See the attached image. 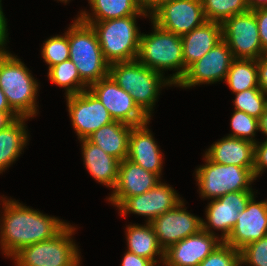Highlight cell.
Listing matches in <instances>:
<instances>
[{
  "label": "cell",
  "instance_id": "12",
  "mask_svg": "<svg viewBox=\"0 0 267 266\" xmlns=\"http://www.w3.org/2000/svg\"><path fill=\"white\" fill-rule=\"evenodd\" d=\"M66 97L69 116L78 139H87L93 132L114 121L89 89Z\"/></svg>",
  "mask_w": 267,
  "mask_h": 266
},
{
  "label": "cell",
  "instance_id": "36",
  "mask_svg": "<svg viewBox=\"0 0 267 266\" xmlns=\"http://www.w3.org/2000/svg\"><path fill=\"white\" fill-rule=\"evenodd\" d=\"M255 14L258 25V34L262 49L267 51V6L255 7L251 9Z\"/></svg>",
  "mask_w": 267,
  "mask_h": 266
},
{
  "label": "cell",
  "instance_id": "27",
  "mask_svg": "<svg viewBox=\"0 0 267 266\" xmlns=\"http://www.w3.org/2000/svg\"><path fill=\"white\" fill-rule=\"evenodd\" d=\"M126 233L129 252L150 259L155 265L159 262L154 258L155 255H161L160 261H164V249L150 223L147 222L146 226L128 225Z\"/></svg>",
  "mask_w": 267,
  "mask_h": 266
},
{
  "label": "cell",
  "instance_id": "13",
  "mask_svg": "<svg viewBox=\"0 0 267 266\" xmlns=\"http://www.w3.org/2000/svg\"><path fill=\"white\" fill-rule=\"evenodd\" d=\"M234 56L228 44L222 39L202 58L192 63L177 86L191 87L203 83L226 80Z\"/></svg>",
  "mask_w": 267,
  "mask_h": 266
},
{
  "label": "cell",
  "instance_id": "1",
  "mask_svg": "<svg viewBox=\"0 0 267 266\" xmlns=\"http://www.w3.org/2000/svg\"><path fill=\"white\" fill-rule=\"evenodd\" d=\"M4 201L0 243L2 250L9 257L24 246L54 238L68 225L17 201Z\"/></svg>",
  "mask_w": 267,
  "mask_h": 266
},
{
  "label": "cell",
  "instance_id": "45",
  "mask_svg": "<svg viewBox=\"0 0 267 266\" xmlns=\"http://www.w3.org/2000/svg\"><path fill=\"white\" fill-rule=\"evenodd\" d=\"M250 8L267 6V0H247Z\"/></svg>",
  "mask_w": 267,
  "mask_h": 266
},
{
  "label": "cell",
  "instance_id": "11",
  "mask_svg": "<svg viewBox=\"0 0 267 266\" xmlns=\"http://www.w3.org/2000/svg\"><path fill=\"white\" fill-rule=\"evenodd\" d=\"M88 89L105 106L114 121L131 126L150 122V118L138 107L132 96L110 75L92 84Z\"/></svg>",
  "mask_w": 267,
  "mask_h": 266
},
{
  "label": "cell",
  "instance_id": "5",
  "mask_svg": "<svg viewBox=\"0 0 267 266\" xmlns=\"http://www.w3.org/2000/svg\"><path fill=\"white\" fill-rule=\"evenodd\" d=\"M153 24L154 32L141 34L137 60L153 71L179 70L169 80L175 85L184 76L181 36L167 32ZM162 69V70H161Z\"/></svg>",
  "mask_w": 267,
  "mask_h": 266
},
{
  "label": "cell",
  "instance_id": "3",
  "mask_svg": "<svg viewBox=\"0 0 267 266\" xmlns=\"http://www.w3.org/2000/svg\"><path fill=\"white\" fill-rule=\"evenodd\" d=\"M0 87L10 108L19 117L36 115L38 83L24 63L4 48H0Z\"/></svg>",
  "mask_w": 267,
  "mask_h": 266
},
{
  "label": "cell",
  "instance_id": "2",
  "mask_svg": "<svg viewBox=\"0 0 267 266\" xmlns=\"http://www.w3.org/2000/svg\"><path fill=\"white\" fill-rule=\"evenodd\" d=\"M68 29L69 59L75 64L81 80L90 87L109 75L98 36L92 25L79 17Z\"/></svg>",
  "mask_w": 267,
  "mask_h": 266
},
{
  "label": "cell",
  "instance_id": "22",
  "mask_svg": "<svg viewBox=\"0 0 267 266\" xmlns=\"http://www.w3.org/2000/svg\"><path fill=\"white\" fill-rule=\"evenodd\" d=\"M255 143L226 136L213 144L205 155L214 163L254 167Z\"/></svg>",
  "mask_w": 267,
  "mask_h": 266
},
{
  "label": "cell",
  "instance_id": "25",
  "mask_svg": "<svg viewBox=\"0 0 267 266\" xmlns=\"http://www.w3.org/2000/svg\"><path fill=\"white\" fill-rule=\"evenodd\" d=\"M92 6L93 16L85 11L80 13L79 18L83 22H98L111 19L123 18L131 15L147 16L138 0H88ZM95 14V15H94Z\"/></svg>",
  "mask_w": 267,
  "mask_h": 266
},
{
  "label": "cell",
  "instance_id": "10",
  "mask_svg": "<svg viewBox=\"0 0 267 266\" xmlns=\"http://www.w3.org/2000/svg\"><path fill=\"white\" fill-rule=\"evenodd\" d=\"M150 15L159 28L178 36L191 32L207 21L202 0H169Z\"/></svg>",
  "mask_w": 267,
  "mask_h": 266
},
{
  "label": "cell",
  "instance_id": "29",
  "mask_svg": "<svg viewBox=\"0 0 267 266\" xmlns=\"http://www.w3.org/2000/svg\"><path fill=\"white\" fill-rule=\"evenodd\" d=\"M48 71L51 82L66 89V96L81 93L88 88L70 59L50 67Z\"/></svg>",
  "mask_w": 267,
  "mask_h": 266
},
{
  "label": "cell",
  "instance_id": "34",
  "mask_svg": "<svg viewBox=\"0 0 267 266\" xmlns=\"http://www.w3.org/2000/svg\"><path fill=\"white\" fill-rule=\"evenodd\" d=\"M240 251L222 242L198 266H241Z\"/></svg>",
  "mask_w": 267,
  "mask_h": 266
},
{
  "label": "cell",
  "instance_id": "42",
  "mask_svg": "<svg viewBox=\"0 0 267 266\" xmlns=\"http://www.w3.org/2000/svg\"><path fill=\"white\" fill-rule=\"evenodd\" d=\"M19 116L15 112H0V130L5 129Z\"/></svg>",
  "mask_w": 267,
  "mask_h": 266
},
{
  "label": "cell",
  "instance_id": "8",
  "mask_svg": "<svg viewBox=\"0 0 267 266\" xmlns=\"http://www.w3.org/2000/svg\"><path fill=\"white\" fill-rule=\"evenodd\" d=\"M207 164L196 170V181L202 198L216 199L230 192L252 191L253 167L217 164L205 155Z\"/></svg>",
  "mask_w": 267,
  "mask_h": 266
},
{
  "label": "cell",
  "instance_id": "32",
  "mask_svg": "<svg viewBox=\"0 0 267 266\" xmlns=\"http://www.w3.org/2000/svg\"><path fill=\"white\" fill-rule=\"evenodd\" d=\"M42 57L49 68L66 61L70 57L68 31L64 36H53L45 41L42 48Z\"/></svg>",
  "mask_w": 267,
  "mask_h": 266
},
{
  "label": "cell",
  "instance_id": "4",
  "mask_svg": "<svg viewBox=\"0 0 267 266\" xmlns=\"http://www.w3.org/2000/svg\"><path fill=\"white\" fill-rule=\"evenodd\" d=\"M109 75L149 118L161 85H173L163 74L149 69L137 59L109 65Z\"/></svg>",
  "mask_w": 267,
  "mask_h": 266
},
{
  "label": "cell",
  "instance_id": "6",
  "mask_svg": "<svg viewBox=\"0 0 267 266\" xmlns=\"http://www.w3.org/2000/svg\"><path fill=\"white\" fill-rule=\"evenodd\" d=\"M137 16L140 15L85 22L94 28L104 59L109 65L137 59L141 36L136 26Z\"/></svg>",
  "mask_w": 267,
  "mask_h": 266
},
{
  "label": "cell",
  "instance_id": "40",
  "mask_svg": "<svg viewBox=\"0 0 267 266\" xmlns=\"http://www.w3.org/2000/svg\"><path fill=\"white\" fill-rule=\"evenodd\" d=\"M166 1H169V0H138L141 9L145 12H147V9H148V12L150 14L154 10H156L163 2H166Z\"/></svg>",
  "mask_w": 267,
  "mask_h": 266
},
{
  "label": "cell",
  "instance_id": "30",
  "mask_svg": "<svg viewBox=\"0 0 267 266\" xmlns=\"http://www.w3.org/2000/svg\"><path fill=\"white\" fill-rule=\"evenodd\" d=\"M207 21L223 23L229 17L250 10L247 0H202Z\"/></svg>",
  "mask_w": 267,
  "mask_h": 266
},
{
  "label": "cell",
  "instance_id": "44",
  "mask_svg": "<svg viewBox=\"0 0 267 266\" xmlns=\"http://www.w3.org/2000/svg\"><path fill=\"white\" fill-rule=\"evenodd\" d=\"M259 131L267 135V106L258 119Z\"/></svg>",
  "mask_w": 267,
  "mask_h": 266
},
{
  "label": "cell",
  "instance_id": "43",
  "mask_svg": "<svg viewBox=\"0 0 267 266\" xmlns=\"http://www.w3.org/2000/svg\"><path fill=\"white\" fill-rule=\"evenodd\" d=\"M0 112H14L8 102H7V99H6V96L3 92V90L1 89L0 87Z\"/></svg>",
  "mask_w": 267,
  "mask_h": 266
},
{
  "label": "cell",
  "instance_id": "18",
  "mask_svg": "<svg viewBox=\"0 0 267 266\" xmlns=\"http://www.w3.org/2000/svg\"><path fill=\"white\" fill-rule=\"evenodd\" d=\"M254 198L253 195L245 210L239 213L235 226L224 241L238 251L267 235V202H256Z\"/></svg>",
  "mask_w": 267,
  "mask_h": 266
},
{
  "label": "cell",
  "instance_id": "7",
  "mask_svg": "<svg viewBox=\"0 0 267 266\" xmlns=\"http://www.w3.org/2000/svg\"><path fill=\"white\" fill-rule=\"evenodd\" d=\"M75 228L67 225L54 238L20 248L12 255L17 266H80L76 244L71 240Z\"/></svg>",
  "mask_w": 267,
  "mask_h": 266
},
{
  "label": "cell",
  "instance_id": "9",
  "mask_svg": "<svg viewBox=\"0 0 267 266\" xmlns=\"http://www.w3.org/2000/svg\"><path fill=\"white\" fill-rule=\"evenodd\" d=\"M222 39L235 59L258 60L266 52L262 49L255 14L250 9L229 17L222 24Z\"/></svg>",
  "mask_w": 267,
  "mask_h": 266
},
{
  "label": "cell",
  "instance_id": "26",
  "mask_svg": "<svg viewBox=\"0 0 267 266\" xmlns=\"http://www.w3.org/2000/svg\"><path fill=\"white\" fill-rule=\"evenodd\" d=\"M27 117H19L0 130V173L10 166L20 155L27 143V131L24 126Z\"/></svg>",
  "mask_w": 267,
  "mask_h": 266
},
{
  "label": "cell",
  "instance_id": "16",
  "mask_svg": "<svg viewBox=\"0 0 267 266\" xmlns=\"http://www.w3.org/2000/svg\"><path fill=\"white\" fill-rule=\"evenodd\" d=\"M182 201L172 187L160 181L149 191L126 198L118 206V209L122 216L132 212L148 217L147 222L150 223L156 217L175 208Z\"/></svg>",
  "mask_w": 267,
  "mask_h": 266
},
{
  "label": "cell",
  "instance_id": "38",
  "mask_svg": "<svg viewBox=\"0 0 267 266\" xmlns=\"http://www.w3.org/2000/svg\"><path fill=\"white\" fill-rule=\"evenodd\" d=\"M122 266H155L150 260L127 251L123 257Z\"/></svg>",
  "mask_w": 267,
  "mask_h": 266
},
{
  "label": "cell",
  "instance_id": "15",
  "mask_svg": "<svg viewBox=\"0 0 267 266\" xmlns=\"http://www.w3.org/2000/svg\"><path fill=\"white\" fill-rule=\"evenodd\" d=\"M182 201L175 208L153 219L152 225L160 246L164 251L202 229V219L188 213Z\"/></svg>",
  "mask_w": 267,
  "mask_h": 266
},
{
  "label": "cell",
  "instance_id": "14",
  "mask_svg": "<svg viewBox=\"0 0 267 266\" xmlns=\"http://www.w3.org/2000/svg\"><path fill=\"white\" fill-rule=\"evenodd\" d=\"M253 191L230 192L213 199L206 208L207 222L202 221V229L214 234L211 228L222 231L221 240L224 242L235 226L239 213L245 210Z\"/></svg>",
  "mask_w": 267,
  "mask_h": 266
},
{
  "label": "cell",
  "instance_id": "35",
  "mask_svg": "<svg viewBox=\"0 0 267 266\" xmlns=\"http://www.w3.org/2000/svg\"><path fill=\"white\" fill-rule=\"evenodd\" d=\"M241 264L267 266V235L240 250Z\"/></svg>",
  "mask_w": 267,
  "mask_h": 266
},
{
  "label": "cell",
  "instance_id": "31",
  "mask_svg": "<svg viewBox=\"0 0 267 266\" xmlns=\"http://www.w3.org/2000/svg\"><path fill=\"white\" fill-rule=\"evenodd\" d=\"M260 88H251L236 93L235 110L243 111L249 116L259 119L267 106V96Z\"/></svg>",
  "mask_w": 267,
  "mask_h": 266
},
{
  "label": "cell",
  "instance_id": "41",
  "mask_svg": "<svg viewBox=\"0 0 267 266\" xmlns=\"http://www.w3.org/2000/svg\"><path fill=\"white\" fill-rule=\"evenodd\" d=\"M7 21L2 11L1 0H0V48H4L7 38ZM4 45V46H3Z\"/></svg>",
  "mask_w": 267,
  "mask_h": 266
},
{
  "label": "cell",
  "instance_id": "21",
  "mask_svg": "<svg viewBox=\"0 0 267 266\" xmlns=\"http://www.w3.org/2000/svg\"><path fill=\"white\" fill-rule=\"evenodd\" d=\"M184 75L187 68L202 58L218 42L222 40V25L218 22L206 21L191 32L181 36Z\"/></svg>",
  "mask_w": 267,
  "mask_h": 266
},
{
  "label": "cell",
  "instance_id": "20",
  "mask_svg": "<svg viewBox=\"0 0 267 266\" xmlns=\"http://www.w3.org/2000/svg\"><path fill=\"white\" fill-rule=\"evenodd\" d=\"M148 123L131 128L127 159L160 177L163 154L147 127Z\"/></svg>",
  "mask_w": 267,
  "mask_h": 266
},
{
  "label": "cell",
  "instance_id": "37",
  "mask_svg": "<svg viewBox=\"0 0 267 266\" xmlns=\"http://www.w3.org/2000/svg\"><path fill=\"white\" fill-rule=\"evenodd\" d=\"M267 168V138L262 142V144H257L255 142V154H254V167H253V175L256 179L262 170Z\"/></svg>",
  "mask_w": 267,
  "mask_h": 266
},
{
  "label": "cell",
  "instance_id": "46",
  "mask_svg": "<svg viewBox=\"0 0 267 266\" xmlns=\"http://www.w3.org/2000/svg\"><path fill=\"white\" fill-rule=\"evenodd\" d=\"M59 1H62V2H65V3H66V2L69 1V0H59Z\"/></svg>",
  "mask_w": 267,
  "mask_h": 266
},
{
  "label": "cell",
  "instance_id": "17",
  "mask_svg": "<svg viewBox=\"0 0 267 266\" xmlns=\"http://www.w3.org/2000/svg\"><path fill=\"white\" fill-rule=\"evenodd\" d=\"M201 229L198 233L180 240L164 251L165 266H198L223 241Z\"/></svg>",
  "mask_w": 267,
  "mask_h": 266
},
{
  "label": "cell",
  "instance_id": "28",
  "mask_svg": "<svg viewBox=\"0 0 267 266\" xmlns=\"http://www.w3.org/2000/svg\"><path fill=\"white\" fill-rule=\"evenodd\" d=\"M225 82L235 94L251 88H260L258 85L257 60L234 59Z\"/></svg>",
  "mask_w": 267,
  "mask_h": 266
},
{
  "label": "cell",
  "instance_id": "23",
  "mask_svg": "<svg viewBox=\"0 0 267 266\" xmlns=\"http://www.w3.org/2000/svg\"><path fill=\"white\" fill-rule=\"evenodd\" d=\"M80 141L82 142V154L88 172L97 182L114 188L121 161L107 154L88 139Z\"/></svg>",
  "mask_w": 267,
  "mask_h": 266
},
{
  "label": "cell",
  "instance_id": "19",
  "mask_svg": "<svg viewBox=\"0 0 267 266\" xmlns=\"http://www.w3.org/2000/svg\"><path fill=\"white\" fill-rule=\"evenodd\" d=\"M160 177L129 159L120 163L118 178L109 202L119 206L126 198L143 194L155 187Z\"/></svg>",
  "mask_w": 267,
  "mask_h": 266
},
{
  "label": "cell",
  "instance_id": "39",
  "mask_svg": "<svg viewBox=\"0 0 267 266\" xmlns=\"http://www.w3.org/2000/svg\"><path fill=\"white\" fill-rule=\"evenodd\" d=\"M258 85L267 95V56L264 55L257 60Z\"/></svg>",
  "mask_w": 267,
  "mask_h": 266
},
{
  "label": "cell",
  "instance_id": "33",
  "mask_svg": "<svg viewBox=\"0 0 267 266\" xmlns=\"http://www.w3.org/2000/svg\"><path fill=\"white\" fill-rule=\"evenodd\" d=\"M230 125L232 127L233 134H229L228 136L245 139L255 143L253 136H255V131L259 130L258 119L249 116L243 111L234 109Z\"/></svg>",
  "mask_w": 267,
  "mask_h": 266
},
{
  "label": "cell",
  "instance_id": "24",
  "mask_svg": "<svg viewBox=\"0 0 267 266\" xmlns=\"http://www.w3.org/2000/svg\"><path fill=\"white\" fill-rule=\"evenodd\" d=\"M132 127L119 121H113L93 132L87 139L122 162L127 158L128 140Z\"/></svg>",
  "mask_w": 267,
  "mask_h": 266
}]
</instances>
